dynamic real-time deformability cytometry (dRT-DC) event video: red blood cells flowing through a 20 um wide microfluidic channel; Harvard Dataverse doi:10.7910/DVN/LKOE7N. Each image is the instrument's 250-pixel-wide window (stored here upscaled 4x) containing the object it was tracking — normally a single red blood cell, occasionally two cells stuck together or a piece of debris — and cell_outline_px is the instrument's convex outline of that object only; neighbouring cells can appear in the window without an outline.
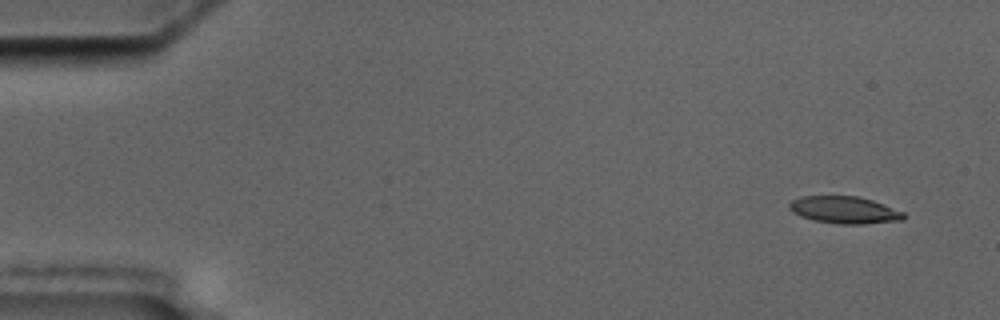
{"species": "common noctule bat (a hibernating species)", "species_latin": "Nyctalus noctula", "temperature_condition": "cold", "stored_images_in_passage": 5, "camera_frame_rate_fps": 3000, "um_per_image_px": 0.085, "animal": {"sex": "male", "body_mass_g": 17.5, "forearm_length_mm": 52.3}, "frame": {"image": 1, "passage_image": 1, "time_ms": 0.0, "image_size_px": [1000, 320], "cell_outline_px": [[908, 216], [904, 220], [864, 224], [840, 224], [816, 220], [800, 216], [792, 212], [788, 208], [788, 204], [792, 200], [800, 196], [856, 196], [872, 200], [884, 204], [904, 212]], "centroid_in_image_um": [71.8, 17.84], "position_along_channel_um": 13.2, "area_um2": 18.21}}
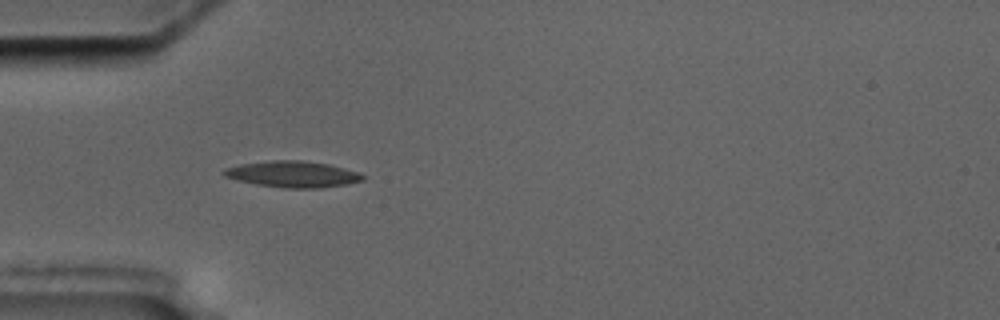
{"frame": {"image": 2, "passage_image": 5, "time_ms": 4.667, "image_size_px": [1000, 320], "cell_outline_px": [[364, 180], [348, 184], [320, 188], [284, 188], [256, 184], [224, 176], [220, 172], [224, 168], [240, 164], [272, 160], [300, 160], [328, 164], [344, 168], [356, 172], [364, 176]], "centroid_in_image_um": [24.86, 14.8], "position_along_channel_um": 60.1, "area_um2": 21.15}}